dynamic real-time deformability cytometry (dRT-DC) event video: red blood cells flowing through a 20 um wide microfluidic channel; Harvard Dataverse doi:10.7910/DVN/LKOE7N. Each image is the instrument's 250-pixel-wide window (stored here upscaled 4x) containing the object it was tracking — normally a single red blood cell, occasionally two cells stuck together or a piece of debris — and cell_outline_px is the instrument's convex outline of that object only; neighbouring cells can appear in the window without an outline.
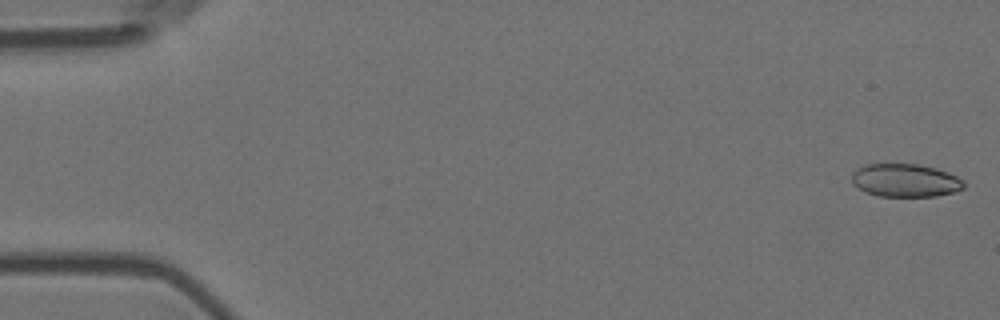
{"species": "Egyptian fruit bat (a non-hibernating species)", "species_latin": "Rousettus aegyptiacus", "temperature_condition": "room temperature", "stored_images_in_passage": 57, "camera_frame_rate_fps": 3000, "um_per_image_px": 0.085, "animal": {"sex": "female"}, "frame": {"image": 1, "passage_image": 1, "time_ms": 0.0, "image_size_px": [1000, 320], "cell_outline_px": [[964, 188], [952, 192], [936, 196], [880, 196], [864, 192], [856, 188], [852, 184], [852, 172], [856, 168], [868, 164], [888, 160], [920, 164], [936, 168], [948, 172], [964, 180]], "centroid_in_image_um": [76.88, 15.28], "position_along_channel_um": 8.1, "area_um2": 22.54}}
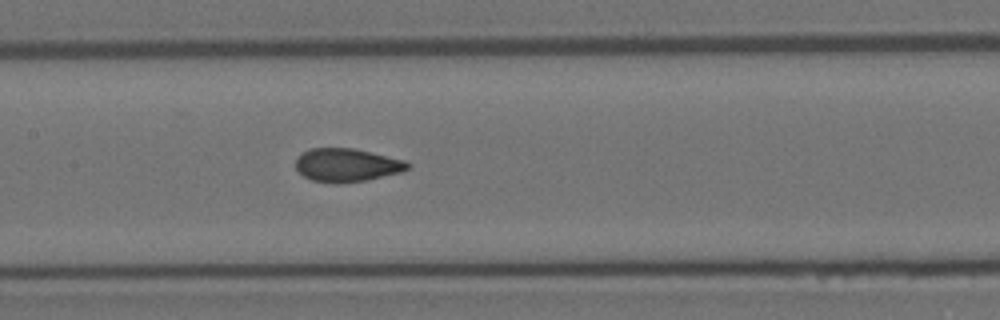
{"frame": {"image": 2, "passage_image": 27, "time_ms": 8.667, "image_size_px": [1000, 320], "cell_outline_px": [[412, 164], [408, 168], [400, 172], [368, 180], [340, 184], [312, 180], [304, 176], [296, 168], [296, 160], [304, 152], [312, 148], [352, 148], [404, 160]], "centroid_in_image_um": [29.49, 14.04], "position_along_channel_um": 177.9, "area_um2": 21.5}}
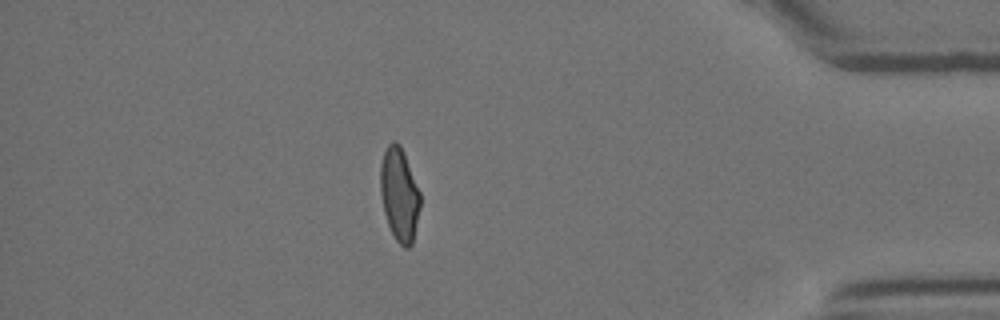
{"frame": {"image": 3, "passage_image": 49, "time_ms": 16.0, "image_size_px": [1000, 320], "cell_outline_px": [[420, 204], [412, 244], [408, 248], [404, 248], [396, 240], [388, 224], [384, 212], [380, 192], [380, 164], [384, 152], [388, 144], [392, 140], [396, 140], [400, 144], [404, 152], [420, 192]], "centroid_in_image_um": [33.93, 16.49], "position_along_channel_um": 401.3, "area_um2": 21.62}, "authors_computed_cell_mechanics": {"area_um2": 22.1374, "velocity_mm_per_s": 3.6004, "shape_relaxation_time_tau1_ms": 9.5064, "shape_relaxation_time_tau2_ms": 0.931, "deformation_change_tau1": 0.1911, "deformation_change_tau2": 0.0503}}